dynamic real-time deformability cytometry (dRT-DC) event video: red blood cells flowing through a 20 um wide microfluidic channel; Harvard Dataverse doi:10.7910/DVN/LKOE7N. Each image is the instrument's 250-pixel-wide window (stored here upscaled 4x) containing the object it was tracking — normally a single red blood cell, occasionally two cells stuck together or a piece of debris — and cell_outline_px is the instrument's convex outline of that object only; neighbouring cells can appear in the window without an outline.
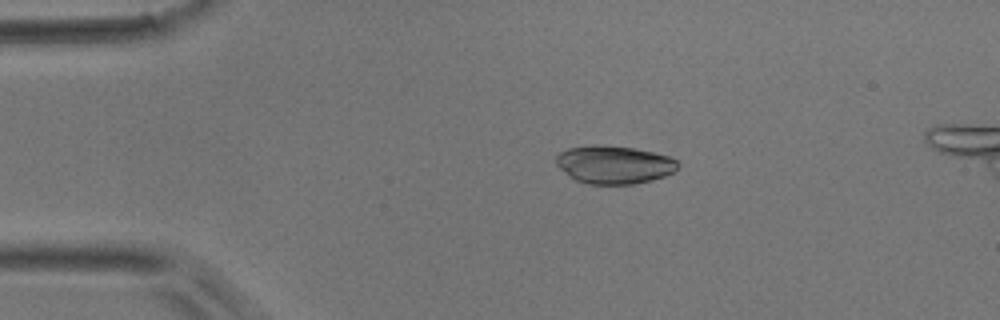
{"species": "common noctule bat (a hibernating species)", "species_latin": "Nyctalus noctula", "temperature_condition": "room temperature", "stored_images_in_passage": 44, "camera_frame_rate_fps": 3000, "um_per_image_px": 0.085, "animal": {"sex": "male", "body_mass_g": 17.9}, "frame": {"image": 1, "passage_image": 2, "time_ms": 0.333, "image_size_px": [1000, 320], "cell_outline_px": [[680, 164], [672, 172], [664, 176], [632, 184], [588, 184], [576, 180], [560, 168], [556, 164], [556, 156], [560, 152], [568, 148], [596, 144], [600, 144], [636, 148], [656, 152], [668, 156], [676, 160]], "centroid_in_image_um": [52.19, 13.97], "position_along_channel_um": 32.8, "area_um2": 26.93}}
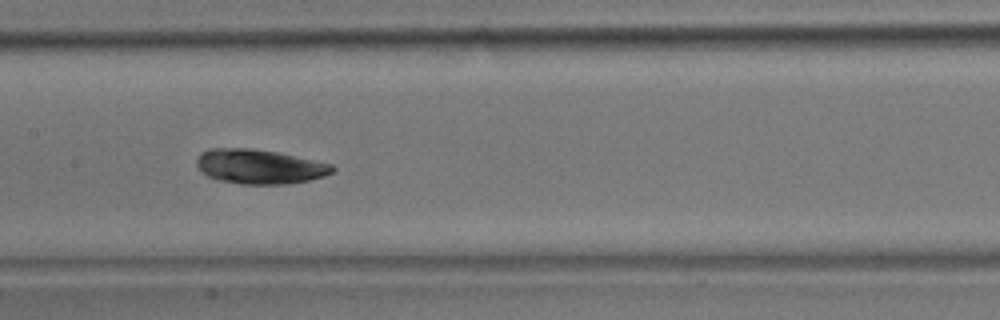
{"frame": {"image": 2, "passage_image": 17, "time_ms": 5.333, "image_size_px": [1000, 320], "cell_outline_px": [[336, 168], [332, 172], [324, 176], [308, 180], [288, 184], [244, 184], [220, 180], [208, 176], [196, 164], [196, 160], [200, 152], [208, 148], [252, 148], [276, 152], [332, 164]], "centroid_in_image_um": [22.05, 14.15], "position_along_channel_um": 185.4, "area_um2": 27.11}}
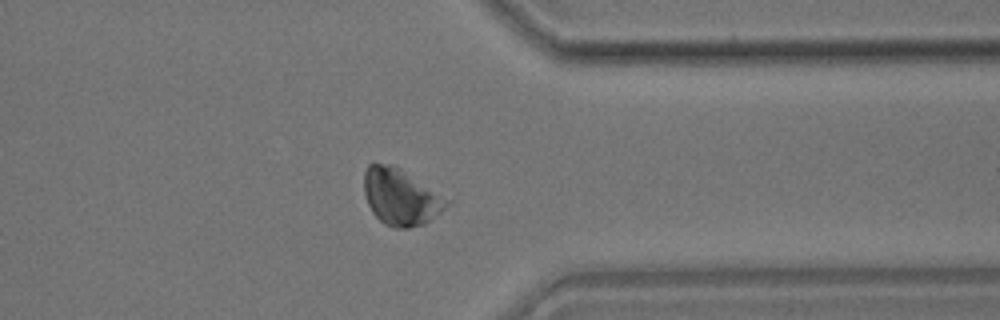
{"frame": {"image": 3, "passage_image": 32, "time_ms": 10.333, "image_size_px": [1000, 320], "cell_outline_px": [[452, 200], [440, 212], [424, 224], [408, 228], [392, 228], [384, 224], [372, 212], [368, 204], [364, 192], [364, 172], [368, 164], [392, 164], [400, 168]], "centroid_in_image_um": [34.06, 16.74], "position_along_channel_um": 377.3, "area_um2": 27.22}}